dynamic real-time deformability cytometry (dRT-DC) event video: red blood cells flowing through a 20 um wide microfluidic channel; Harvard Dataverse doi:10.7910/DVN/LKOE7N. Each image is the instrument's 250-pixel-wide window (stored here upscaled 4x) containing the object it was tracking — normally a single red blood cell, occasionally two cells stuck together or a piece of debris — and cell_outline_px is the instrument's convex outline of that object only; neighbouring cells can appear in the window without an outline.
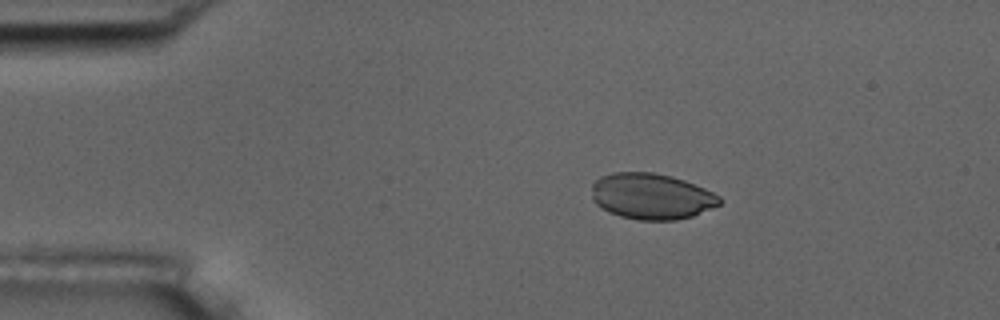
{"species": "common noctule bat (a hibernating species)", "species_latin": "Nyctalus noctula", "temperature_condition": "room temperature", "stored_images_in_passage": 8, "camera_frame_rate_fps": 3000, "um_per_image_px": 0.085, "animal": {"sex": "male", "body_mass_g": 17.5, "forearm_length_mm": 52.3}, "frame": {"image": 1, "passage_image": 3, "time_ms": 2.0, "image_size_px": [1000, 320], "cell_outline_px": [[724, 200], [720, 204], [712, 208], [692, 216], [676, 220], [636, 220], [620, 216], [608, 212], [596, 204], [592, 200], [592, 184], [600, 176], [612, 172], [652, 172], [672, 176], [684, 180], [704, 188], [720, 196]], "centroid_in_image_um": [55.36, 16.68], "position_along_channel_um": 29.6, "area_um2": 34.51}}